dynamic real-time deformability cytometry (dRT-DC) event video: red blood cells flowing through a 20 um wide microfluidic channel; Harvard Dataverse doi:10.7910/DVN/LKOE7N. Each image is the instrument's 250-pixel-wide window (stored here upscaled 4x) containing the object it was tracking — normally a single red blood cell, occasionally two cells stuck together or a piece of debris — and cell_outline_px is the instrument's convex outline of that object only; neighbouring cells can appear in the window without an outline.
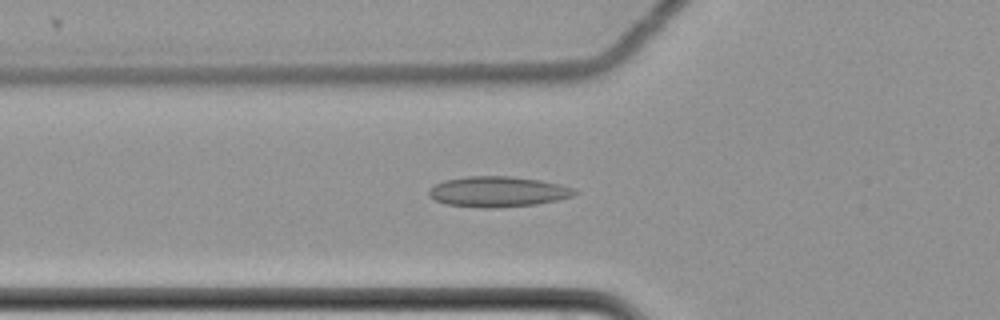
{"species": "common noctule bat (a hibernating species)", "species_latin": "Nyctalus noctula", "temperature_condition": "cold", "stored_images_in_passage": 53, "camera_frame_rate_fps": 3000, "um_per_image_px": 0.085, "animal": {"sex": "female", "body_mass_g": 22.7, "forearm_length_mm": 54.2}, "frame": {"image": 1, "passage_image": 15, "time_ms": 4.667, "image_size_px": [1000, 320], "cell_outline_px": [[580, 192], [572, 196], [556, 200], [536, 204], [492, 208], [484, 208], [444, 204], [428, 196], [428, 192], [436, 184], [444, 180], [468, 176], [512, 176], [540, 180], [560, 184], [572, 188]], "centroid_in_image_um": [42.32, 16.29], "position_along_channel_um": 83.5, "area_um2": 25.84}}
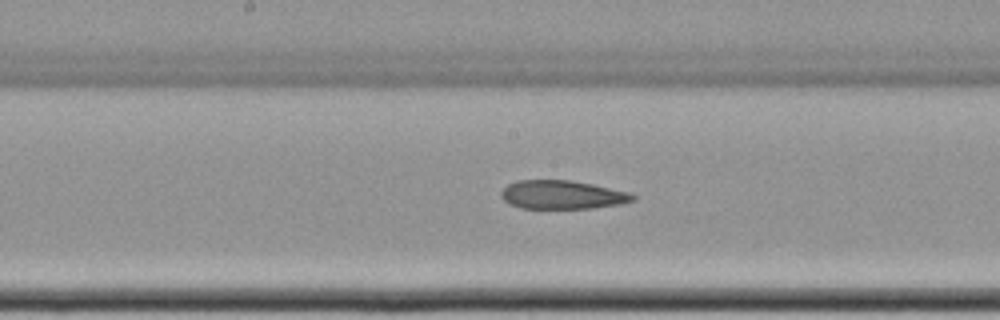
{"frame": {"image": 2, "passage_image": 25, "time_ms": 8.0, "image_size_px": [1000, 320], "cell_outline_px": [[636, 200], [620, 204], [592, 208], [520, 208], [508, 204], [500, 196], [500, 192], [508, 184], [516, 180], [568, 180], [592, 184], [632, 192], [636, 196]], "centroid_in_image_um": [47.8, 16.55], "position_along_channel_um": 200.4, "area_um2": 22.14}}
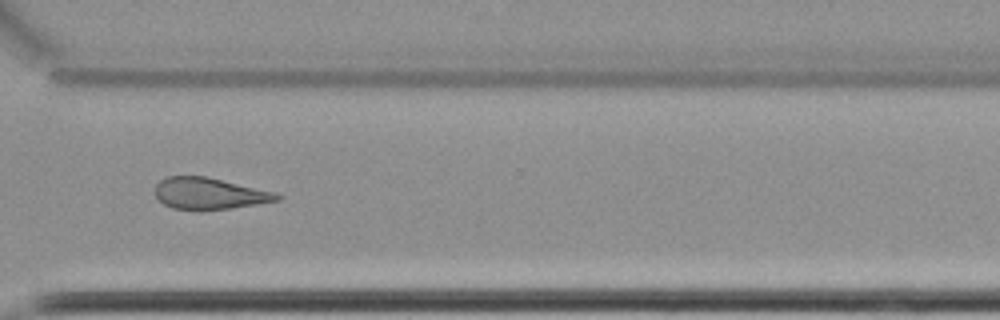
{"frame": {"image": 3, "passage_image": 38, "time_ms": 12.333, "image_size_px": [1000, 320], "cell_outline_px": [[284, 196], [280, 200], [232, 208], [200, 212], [196, 212], [172, 208], [164, 204], [156, 196], [156, 184], [160, 180], [168, 176], [208, 176], [276, 192]], "centroid_in_image_um": [17.82, 16.47], "position_along_channel_um": 352.8, "area_um2": 23.0}}